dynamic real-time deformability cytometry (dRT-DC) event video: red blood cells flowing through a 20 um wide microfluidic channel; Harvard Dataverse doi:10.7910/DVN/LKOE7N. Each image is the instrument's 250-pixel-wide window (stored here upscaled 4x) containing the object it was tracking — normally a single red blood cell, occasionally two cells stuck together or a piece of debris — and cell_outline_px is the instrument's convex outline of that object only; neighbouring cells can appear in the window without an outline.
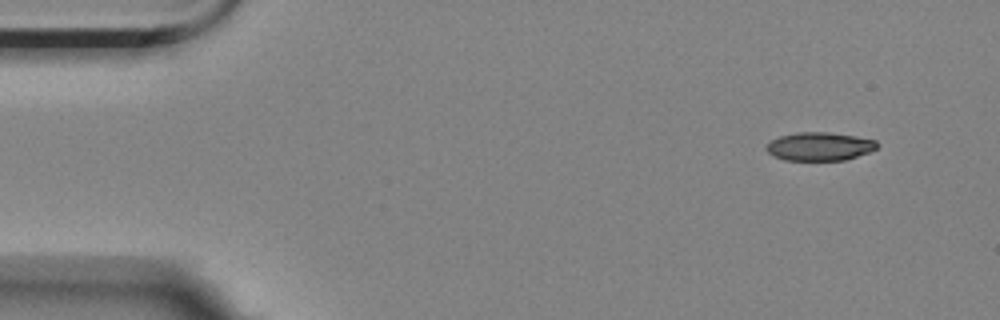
{"species": "Egyptian fruit bat (a non-hibernating species)", "species_latin": "Rousettus aegyptiacus", "temperature_condition": "room temperature", "stored_images_in_passage": 53, "camera_frame_rate_fps": 3000, "um_per_image_px": 0.085, "animal": {"sex": "female"}, "frame": {"image": 1, "passage_image": 1, "time_ms": 0.0, "image_size_px": [1000, 320], "cell_outline_px": [[880, 144], [876, 148], [868, 152], [844, 160], [784, 160], [772, 156], [764, 148], [772, 140], [780, 136], [796, 132], [828, 132], [856, 136], [876, 140]], "centroid_in_image_um": [69.65, 12.44], "position_along_channel_um": 15.4, "area_um2": 18.32}}
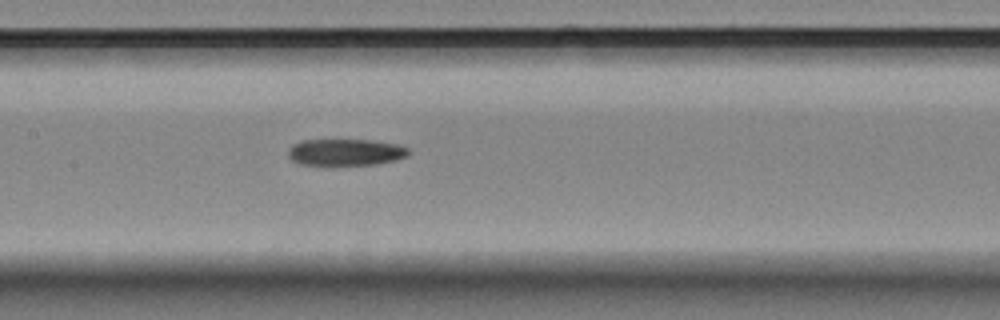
{"frame": {"image": 2, "passage_image": 23, "time_ms": 7.333, "image_size_px": [1000, 320], "cell_outline_px": [[408, 156], [396, 160], [376, 164], [328, 168], [300, 164], [292, 160], [288, 156], [288, 148], [292, 144], [300, 140], [372, 140], [396, 144], [408, 148]], "centroid_in_image_um": [29.3, 12.99], "position_along_channel_um": 178.1, "area_um2": 19.65}}
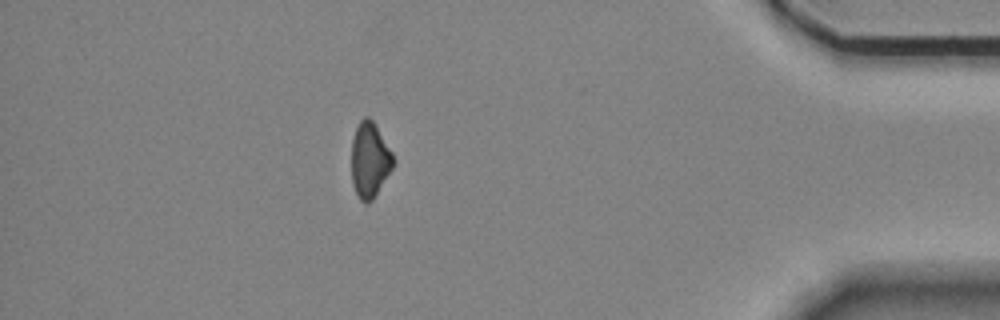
{"frame": {"image": 3, "passage_image": 46, "time_ms": 15.0, "image_size_px": [1000, 320], "cell_outline_px": [[396, 160], [392, 168], [372, 200], [368, 204], [364, 204], [360, 200], [352, 184], [352, 140], [356, 128], [360, 120], [364, 116], [368, 116], [372, 120], [392, 152]], "centroid_in_image_um": [31.42, 13.61], "position_along_channel_um": 403.8, "area_um2": 18.21}, "authors_computed_cell_mechanics": {"area_um2": 19.363, "velocity_mm_per_s": 3.5248, "shape_relaxation_time_tau1_ms": 10.4437, "shape_relaxation_time_tau2_ms": null, "deformation_change_tau1": 0.2089, "deformation_change_tau2": null}}